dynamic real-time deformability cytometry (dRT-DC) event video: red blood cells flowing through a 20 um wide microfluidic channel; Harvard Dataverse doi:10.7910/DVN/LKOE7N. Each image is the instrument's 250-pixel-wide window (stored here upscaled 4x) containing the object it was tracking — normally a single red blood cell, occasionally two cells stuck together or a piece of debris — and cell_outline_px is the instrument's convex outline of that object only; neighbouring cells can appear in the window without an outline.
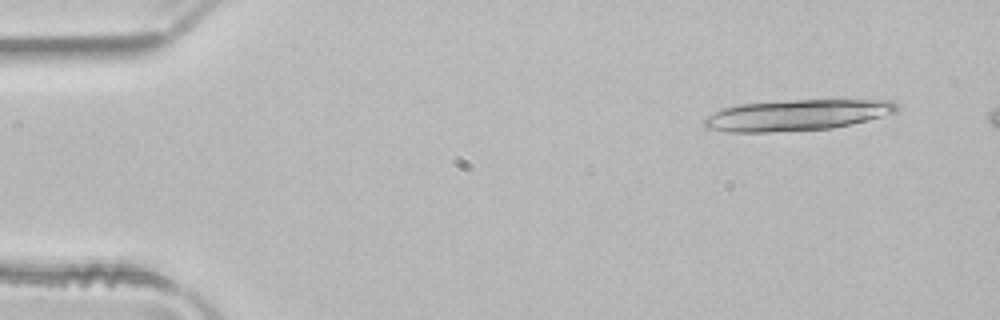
{"species": "common noctule bat (a hibernating species)", "species_latin": "Nyctalus noctula", "temperature_condition": "room temperature", "stored_images_in_passage": 3, "camera_frame_rate_fps": 3000, "um_per_image_px": 0.085, "animal": {"sex": "male", "body_mass_g": 21.5, "forearm_length_mm": 52.0}, "frame": {"image": 1, "passage_image": 1, "time_ms": 0.0, "image_size_px": [1000, 320], "cell_outline_px": [[900, 108], [896, 112], [868, 120], [832, 128], [768, 132], [728, 132], [704, 128], [704, 116], [720, 108], [736, 104], [792, 100], [892, 100]], "centroid_in_image_um": [67.65, 9.78], "position_along_channel_um": 17.3, "area_um2": 34.97}}